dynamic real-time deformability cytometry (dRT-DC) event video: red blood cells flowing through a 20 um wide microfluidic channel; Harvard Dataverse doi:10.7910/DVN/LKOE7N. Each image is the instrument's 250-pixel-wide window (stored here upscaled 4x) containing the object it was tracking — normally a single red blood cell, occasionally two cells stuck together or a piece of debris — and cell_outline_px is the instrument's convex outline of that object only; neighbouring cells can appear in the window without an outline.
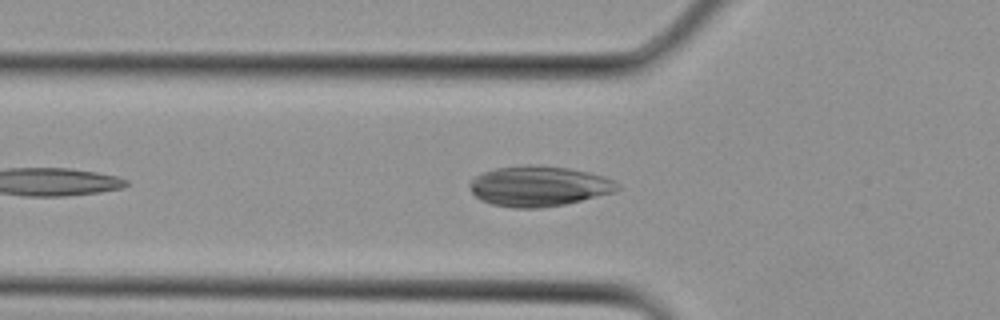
{"species": "Egyptian fruit bat (a non-hibernating species)", "species_latin": "Rousettus aegyptiacus", "temperature_condition": "cold", "stored_images_in_passage": 28, "camera_frame_rate_fps": 3000, "um_per_image_px": 0.085, "animal": {"sex": "female"}, "frame": {"image": 1, "passage_image": 9, "time_ms": 2.667, "image_size_px": [1000, 320], "cell_outline_px": [[620, 188], [616, 192], [564, 204], [540, 208], [512, 208], [492, 204], [480, 200], [468, 188], [468, 184], [476, 176], [484, 172], [496, 168], [528, 164], [536, 164], [568, 168], [588, 172], [604, 176], [620, 184]], "centroid_in_image_um": [45.8, 15.82], "position_along_channel_um": 80.0, "area_um2": 34.85}}
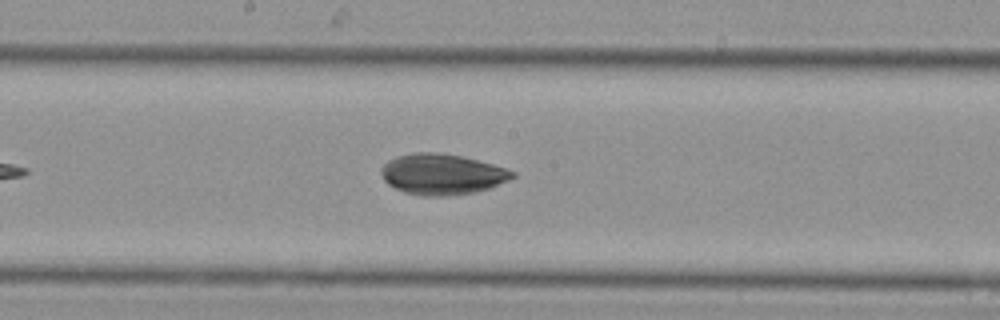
{"frame": {"image": 2, "passage_image": 15, "time_ms": 4.667, "image_size_px": [1000, 320], "cell_outline_px": [[516, 176], [508, 180], [488, 188], [476, 192], [448, 196], [424, 196], [404, 192], [388, 184], [384, 180], [380, 172], [380, 168], [388, 160], [396, 156], [416, 152], [436, 152], [464, 156], [492, 164], [516, 172]], "centroid_in_image_um": [37.55, 14.8], "position_along_channel_um": 210.6, "area_um2": 31.21}}
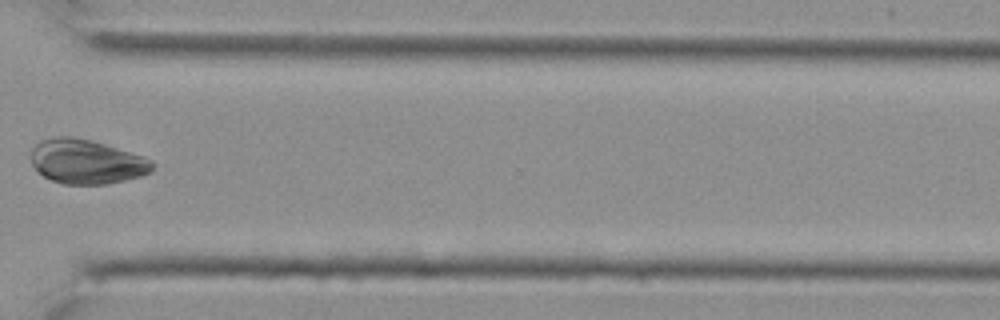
{"frame": {"image": 3, "passage_image": 22, "time_ms": 7.0, "image_size_px": [1000, 320], "cell_outline_px": [[152, 172], [140, 176], [108, 184], [64, 184], [52, 180], [44, 176], [32, 164], [32, 148], [40, 140], [52, 136], [72, 136], [92, 140], [144, 156], [152, 160]], "centroid_in_image_um": [7.36, 13.72], "position_along_channel_um": 363.2, "area_um2": 31.39}}